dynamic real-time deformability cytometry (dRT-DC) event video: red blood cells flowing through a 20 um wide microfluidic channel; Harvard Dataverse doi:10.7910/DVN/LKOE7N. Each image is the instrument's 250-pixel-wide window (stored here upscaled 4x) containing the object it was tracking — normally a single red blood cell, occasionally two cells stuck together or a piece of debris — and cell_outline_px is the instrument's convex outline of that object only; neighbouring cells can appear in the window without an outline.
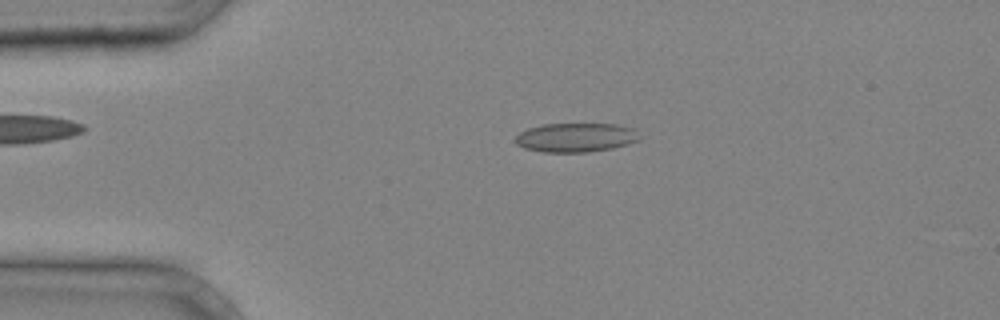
{"species": "common noctule bat (a hibernating species)", "species_latin": "Nyctalus noctula", "temperature_condition": "cold", "stored_images_in_passage": 38, "camera_frame_rate_fps": 3000, "um_per_image_px": 0.085, "animal": {"sex": "male", "body_mass_g": 20.4}, "frame": {"image": 1, "passage_image": 8, "time_ms": 2.333, "image_size_px": [1000, 320], "cell_outline_px": [[640, 140], [628, 144], [612, 148], [588, 152], [540, 152], [524, 148], [516, 144], [512, 140], [520, 132], [528, 128], [544, 124], [616, 124], [636, 128], [640, 136]], "centroid_in_image_um": [48.95, 11.69], "position_along_channel_um": 36.1, "area_um2": 21.33}}
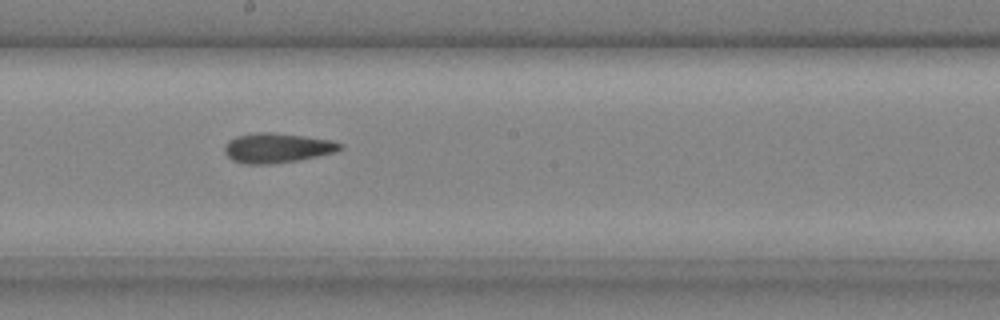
{"frame": {"image": 2, "passage_image": 22, "time_ms": 7.0, "image_size_px": [1000, 320], "cell_outline_px": [[344, 148], [336, 152], [300, 160], [268, 164], [244, 164], [232, 160], [224, 152], [224, 144], [228, 140], [236, 136], [256, 132], [272, 132], [304, 136], [332, 140], [344, 144]], "centroid_in_image_um": [23.56, 12.57], "position_along_channel_um": 224.6, "area_um2": 20.29}}
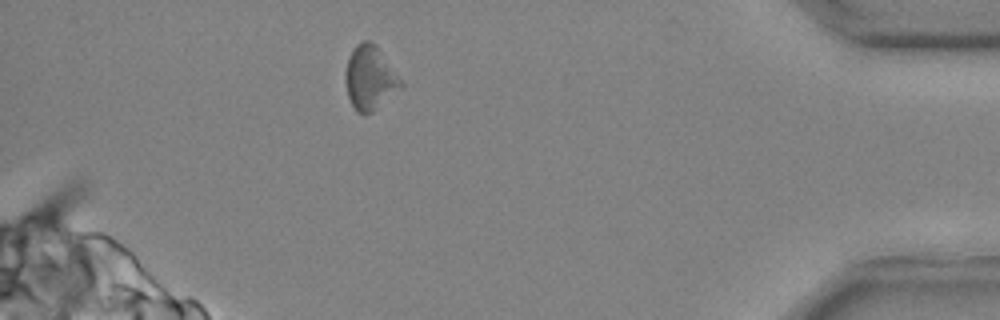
{"frame": {"image": 3, "passage_image": 36, "time_ms": 11.667, "image_size_px": [1000, 320], "cell_outline_px": [[404, 84], [400, 88], [372, 112], [364, 116], [356, 112], [348, 96], [344, 80], [344, 72], [348, 60], [356, 44], [364, 40], [368, 40], [376, 44]], "centroid_in_image_um": [31.41, 6.63], "position_along_channel_um": 403.8, "area_um2": 20.58}}